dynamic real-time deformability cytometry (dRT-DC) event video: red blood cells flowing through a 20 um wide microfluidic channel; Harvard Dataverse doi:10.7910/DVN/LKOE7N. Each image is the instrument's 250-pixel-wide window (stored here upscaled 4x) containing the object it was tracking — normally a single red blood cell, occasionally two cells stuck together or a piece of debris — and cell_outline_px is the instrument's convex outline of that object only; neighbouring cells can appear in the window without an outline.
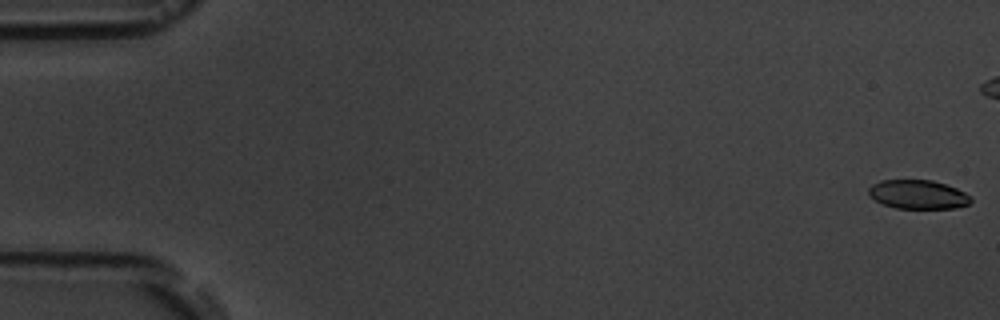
{"species": "common noctule bat (a hibernating species)", "species_latin": "Nyctalus noctula", "temperature_condition": "room temperature", "stored_images_in_passage": 10, "camera_frame_rate_fps": 3000, "um_per_image_px": 0.085, "animal": {"sex": "male", "body_mass_g": 19.5, "forearm_length_mm": 54.6}, "frame": {"image": 1, "passage_image": 1, "time_ms": 0.0, "image_size_px": [1000, 320], "cell_outline_px": [[972, 200], [968, 204], [956, 208], [896, 208], [884, 204], [868, 196], [868, 188], [872, 184], [880, 180], [932, 180], [956, 188], [972, 196]], "centroid_in_image_um": [78.02, 16.52], "position_along_channel_um": 7.0, "area_um2": 17.22}}
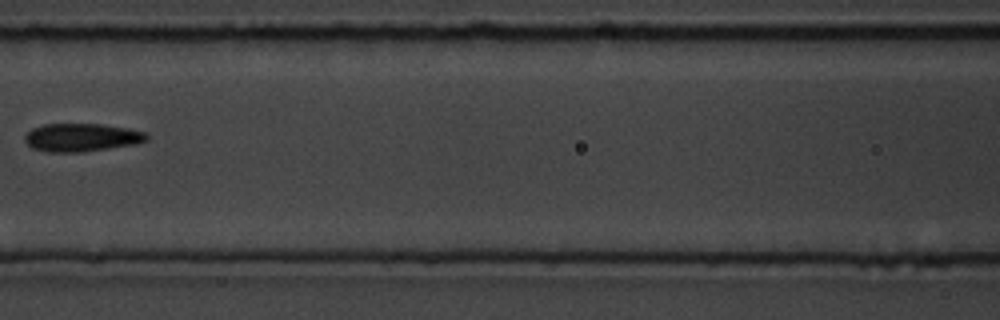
{"frame": {"image": 2, "passage_image": 9, "time_ms": 10.333, "image_size_px": [1000, 320], "cell_outline_px": [[148, 140], [136, 144], [80, 152], [48, 152], [32, 148], [24, 140], [24, 136], [32, 128], [44, 124], [100, 124], [128, 128], [144, 132], [148, 136]], "centroid_in_image_um": [6.92, 11.68], "position_along_channel_um": 159.7, "area_um2": 19.88}}
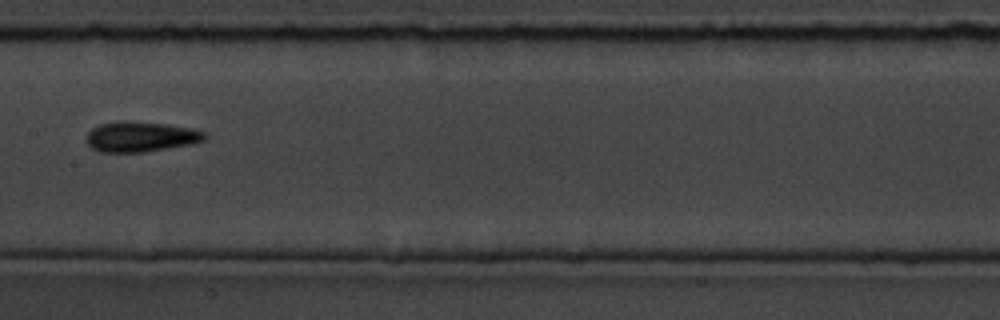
{"frame": {"image": 3, "passage_image": 10, "time_ms": 11.333, "image_size_px": [1000, 320], "cell_outline_px": [[208, 136], [204, 140], [192, 144], [144, 152], [100, 152], [92, 148], [84, 140], [88, 132], [92, 128], [100, 124], [120, 120], [124, 120], [164, 124], [192, 128], [204, 132]], "centroid_in_image_um": [11.93, 11.62], "position_along_channel_um": 195.5, "area_um2": 20.98}}